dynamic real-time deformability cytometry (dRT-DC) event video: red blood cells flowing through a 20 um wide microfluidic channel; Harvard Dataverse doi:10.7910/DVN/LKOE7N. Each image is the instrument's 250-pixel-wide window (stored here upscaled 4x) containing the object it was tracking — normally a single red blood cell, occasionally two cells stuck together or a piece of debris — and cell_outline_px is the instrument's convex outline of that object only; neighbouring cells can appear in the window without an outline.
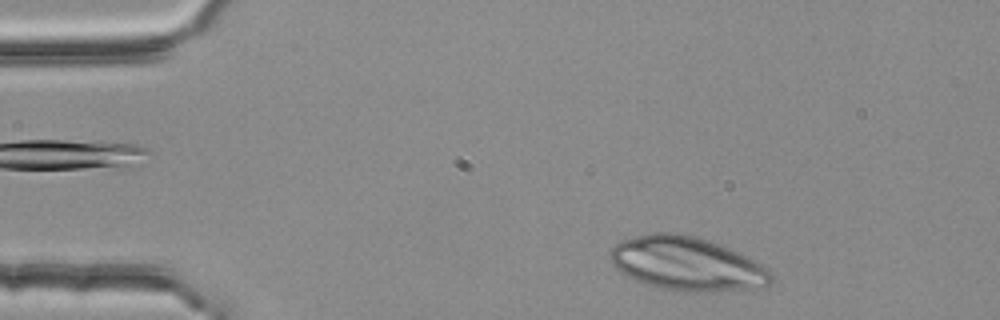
{"species": "common noctule bat (a hibernating species)", "species_latin": "Nyctalus noctula", "temperature_condition": "room temperature", "stored_images_in_passage": 41, "camera_frame_rate_fps": 3000, "um_per_image_px": 0.085, "animal": {"sex": "female", "body_mass_g": 25.1}, "frame": {"image": 1, "passage_image": 2, "time_ms": 0.333, "image_size_px": [1000, 320], "cell_outline_px": [[772, 284], [768, 288], [712, 292], [688, 292], [660, 288], [636, 280], [620, 272], [608, 260], [608, 252], [620, 240], [652, 232], [676, 232], [696, 236], [712, 240], [724, 244], [748, 256], [768, 268], [772, 272]], "centroid_in_image_um": [58.45, 22.42], "position_along_channel_um": 26.6, "area_um2": 51.67}}
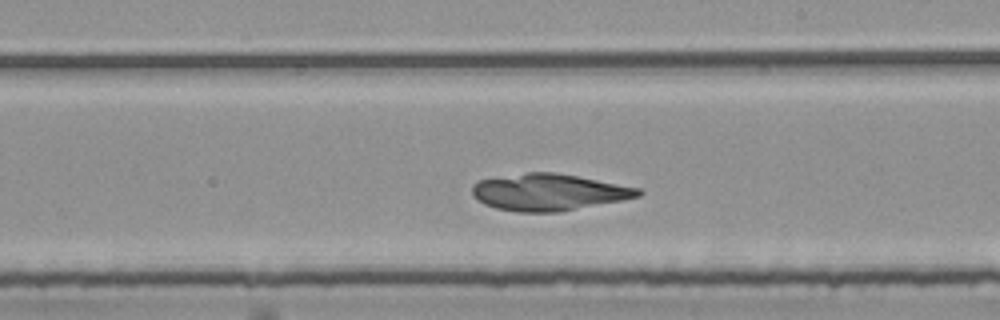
{"frame": {"image": 2, "passage_image": 25, "time_ms": 8.0, "image_size_px": [1000, 320], "cell_outline_px": [[644, 192], [640, 196], [560, 212], [516, 212], [496, 208], [484, 204], [472, 192], [472, 184], [480, 180], [528, 172], [556, 172], [640, 188]], "centroid_in_image_um": [46.65, 16.34], "position_along_channel_um": 242.3, "area_um2": 35.2}}
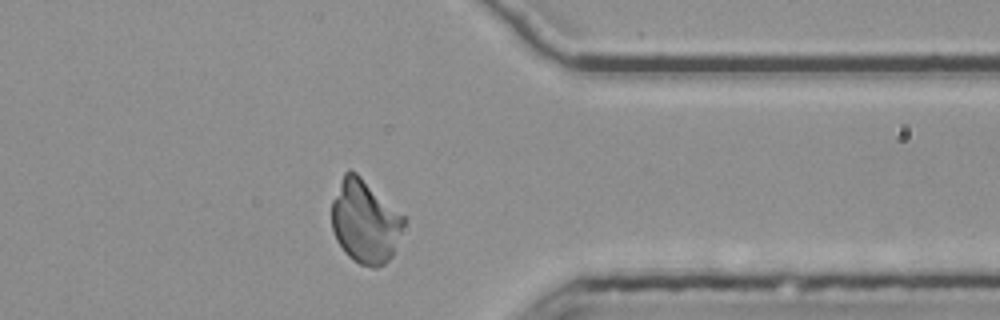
{"frame": {"image": 3, "passage_image": 37, "time_ms": 12.0, "image_size_px": [1000, 320], "cell_outline_px": [[408, 220], [392, 256], [384, 264], [376, 268], [372, 268], [360, 264], [352, 260], [344, 252], [336, 240], [332, 228], [332, 200], [344, 172], [348, 168], [356, 172], [404, 216]], "centroid_in_image_um": [31.04, 18.85], "position_along_channel_um": 380.4, "area_um2": 35.2}}